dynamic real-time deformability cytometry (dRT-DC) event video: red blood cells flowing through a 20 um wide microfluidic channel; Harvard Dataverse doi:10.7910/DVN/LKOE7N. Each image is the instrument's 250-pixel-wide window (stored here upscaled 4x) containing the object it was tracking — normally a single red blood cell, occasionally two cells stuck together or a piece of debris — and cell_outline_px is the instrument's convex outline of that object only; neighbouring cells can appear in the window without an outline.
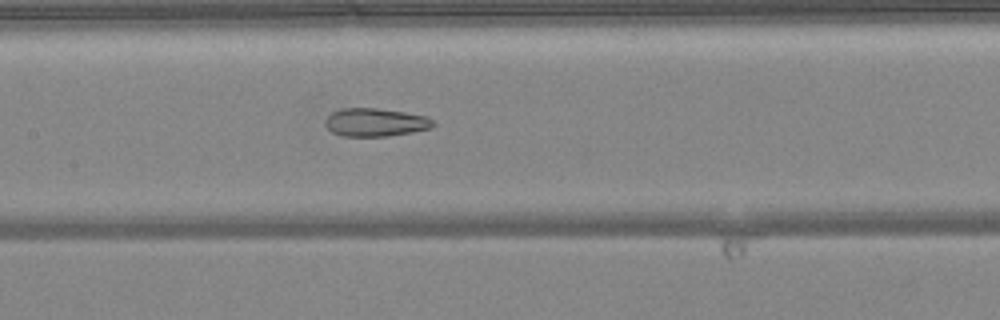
{"species": "common noctule bat (a hibernating species)", "species_latin": "Nyctalus noctula", "temperature_condition": "warm", "stored_images_in_passage": 39, "camera_frame_rate_fps": 3000, "um_per_image_px": 0.085, "animal": {"sex": "female", "body_mass_g": 24.6, "forearm_length_mm": 56.2}, "frame": {"image": 1, "passage_image": 13, "time_ms": 4.0, "image_size_px": [1000, 320], "cell_outline_px": [[436, 124], [432, 128], [412, 132], [388, 136], [340, 136], [332, 132], [324, 124], [324, 120], [332, 112], [344, 108], [376, 108], [404, 112], [428, 116], [436, 120]], "centroid_in_image_um": [31.95, 10.4], "position_along_channel_um": 175.5, "area_um2": 17.92}}
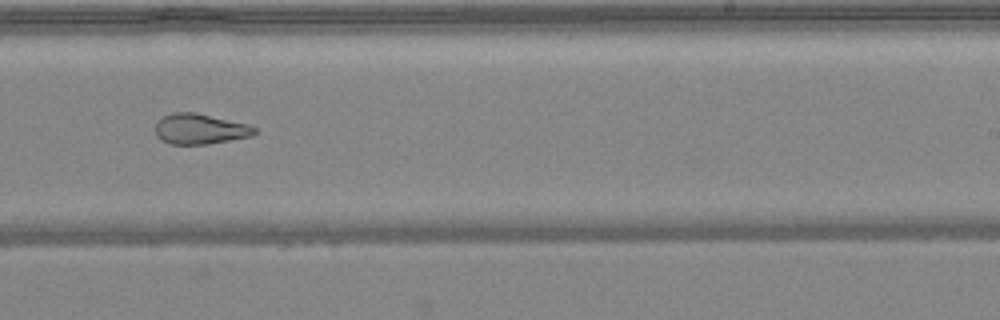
{"frame": {"image": 2, "passage_image": 20, "time_ms": 6.333, "image_size_px": [1000, 320], "cell_outline_px": [[256, 132], [252, 136], [208, 144], [168, 144], [160, 140], [156, 136], [156, 124], [164, 116], [172, 112], [196, 112], [248, 124], [256, 128]], "centroid_in_image_um": [16.99, 10.96], "position_along_channel_um": 272.0, "area_um2": 17.63}}
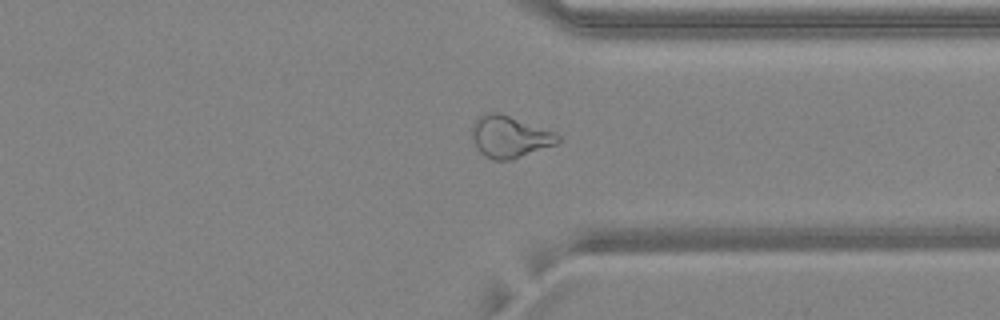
{"frame": {"image": 3, "passage_image": 27, "time_ms": 8.667, "image_size_px": [1000, 320], "cell_outline_px": [[560, 140], [556, 144], [512, 160], [492, 160], [480, 152], [476, 148], [472, 136], [472, 124], [480, 116], [488, 112], [500, 112], [556, 132], [560, 136]], "centroid_in_image_um": [43.32, 11.62], "position_along_channel_um": 368.1, "area_um2": 21.04}, "authors_computed_cell_mechanics": {"area_um2": 20.4612, "velocity_mm_per_s": 4.1535, "shape_relaxation_time_tau1_ms": null, "shape_relaxation_time_tau2_ms": 2.5425, "deformation_change_tau1": null, "deformation_change_tau2": 0.1126}}